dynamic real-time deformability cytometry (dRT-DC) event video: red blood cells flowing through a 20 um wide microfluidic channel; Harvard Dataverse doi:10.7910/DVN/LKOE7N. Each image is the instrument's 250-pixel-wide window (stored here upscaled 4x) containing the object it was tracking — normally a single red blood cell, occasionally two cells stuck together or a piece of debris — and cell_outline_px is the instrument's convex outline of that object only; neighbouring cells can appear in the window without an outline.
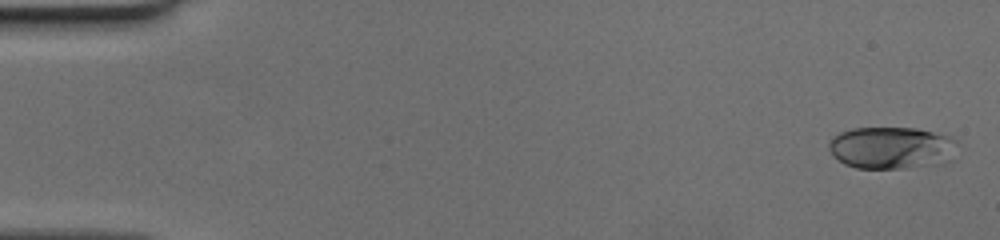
{"species": "human", "species_latin": "Homo sapiens", "temperature_condition": "cold", "stored_images_in_passage": 51, "camera_frame_rate_fps": 3000, "um_per_image_px": 0.085, "donor": {"sex": "female"}, "frame": {"image": 1, "passage_image": 2, "time_ms": 0.333, "image_size_px": [1000, 240], "cell_outline_px": [[956, 140], [952, 160], [944, 164], [904, 168], [856, 168], [844, 164], [832, 156], [828, 148], [828, 144], [832, 136], [840, 132], [852, 128], [916, 128], [952, 136]], "centroid_in_image_um": [75.77, 12.57], "position_along_channel_um": 9.2, "area_um2": 32.02}}
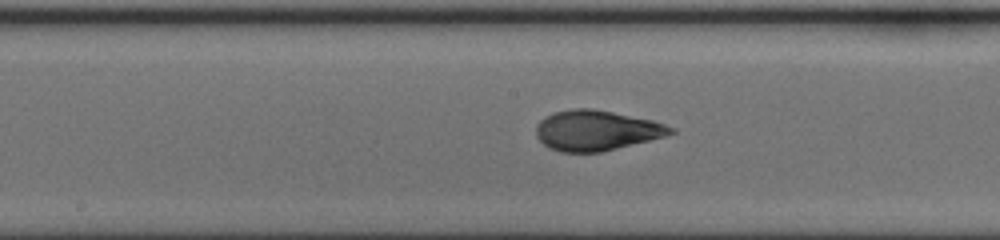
{"frame": {"image": 2, "passage_image": 27, "time_ms": 8.667, "image_size_px": [1000, 240], "cell_outline_px": [[676, 132], [664, 136], [600, 152], [560, 152], [548, 148], [536, 136], [536, 124], [544, 116], [552, 112], [572, 108], [592, 108], [652, 120], [676, 128]], "centroid_in_image_um": [50.64, 11.07], "position_along_channel_um": 197.6, "area_um2": 31.5}}
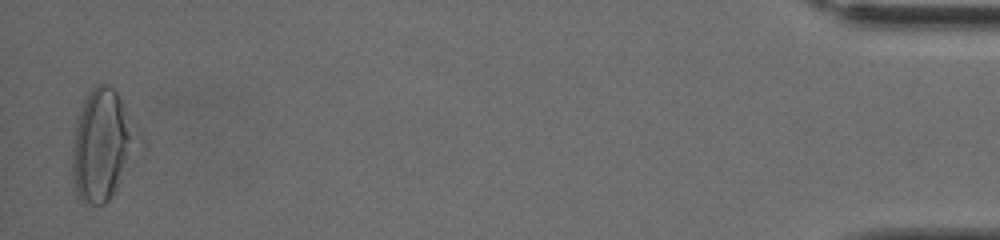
{"frame": {"image": 3, "passage_image": 50, "time_ms": 16.333, "image_size_px": [1000, 240], "cell_outline_px": [[128, 140], [120, 180], [112, 196], [104, 204], [84, 204], [76, 192], [72, 172], [72, 148], [76, 120], [84, 100], [92, 88], [96, 84], [104, 80], [112, 84], [124, 108], [128, 136]], "centroid_in_image_um": [8.44, 12.32], "position_along_channel_um": 426.8, "area_um2": 38.38}}